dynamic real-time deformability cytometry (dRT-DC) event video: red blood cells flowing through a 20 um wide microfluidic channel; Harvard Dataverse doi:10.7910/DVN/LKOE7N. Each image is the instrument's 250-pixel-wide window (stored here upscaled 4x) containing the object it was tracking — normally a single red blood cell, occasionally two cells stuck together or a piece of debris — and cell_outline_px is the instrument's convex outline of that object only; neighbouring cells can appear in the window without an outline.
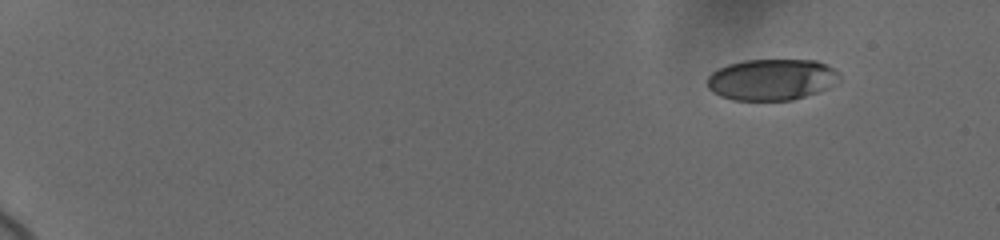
{"species": "human", "species_latin": "Homo sapiens", "temperature_condition": "cold", "stored_images_in_passage": 31, "camera_frame_rate_fps": 3000, "um_per_image_px": 0.085, "donor": {"sex": "female"}, "frame": {"image": 1, "passage_image": 1, "time_ms": 0.0, "image_size_px": [1000, 240], "cell_outline_px": [[840, 84], [820, 92], [792, 100], [732, 100], [720, 96], [712, 92], [708, 88], [708, 76], [712, 72], [728, 64], [744, 60], [816, 60], [836, 68], [840, 72]], "centroid_in_image_um": [65.67, 6.77], "position_along_channel_um": 19.3, "area_um2": 32.37}}
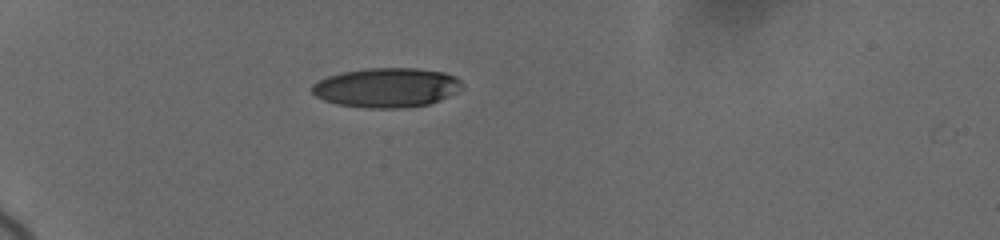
{"frame": {"image": 2, "passage_image": 27, "time_ms": 4.333, "image_size_px": [1000, 240], "cell_outline_px": [[464, 88], [440, 100], [428, 104], [400, 108], [364, 108], [336, 104], [324, 100], [316, 96], [312, 92], [312, 84], [328, 76], [340, 72], [368, 68], [416, 68], [444, 72], [456, 76], [464, 84]], "centroid_in_image_um": [32.88, 7.44], "position_along_channel_um": 52.1, "area_um2": 34.74}}